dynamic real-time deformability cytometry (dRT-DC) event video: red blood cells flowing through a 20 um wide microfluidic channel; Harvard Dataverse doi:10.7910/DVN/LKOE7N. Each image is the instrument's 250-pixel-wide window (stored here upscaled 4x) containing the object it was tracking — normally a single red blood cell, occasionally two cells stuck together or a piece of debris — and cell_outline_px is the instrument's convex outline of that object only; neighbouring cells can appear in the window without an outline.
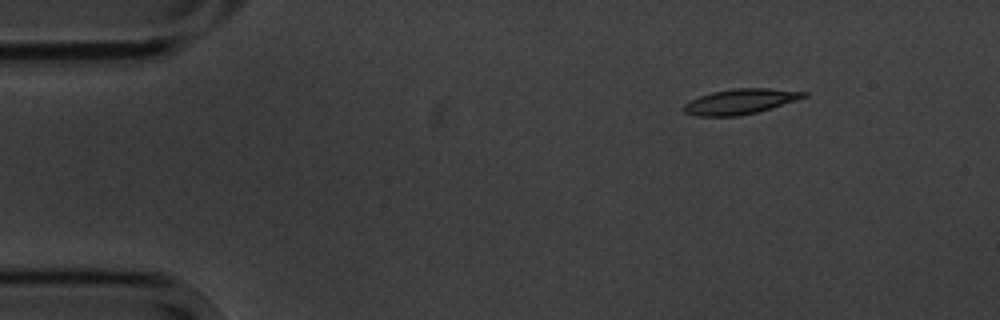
{"species": "common noctule bat (a hibernating species)", "species_latin": "Nyctalus noctula", "temperature_condition": "cold", "stored_images_in_passage": 4, "camera_frame_rate_fps": 3000, "um_per_image_px": 0.085, "animal": {"sex": "male", "body_mass_g": 20.1, "forearm_length_mm": 53.5}, "frame": {"image": 1, "passage_image": 1, "time_ms": 0.0, "image_size_px": [1000, 320], "cell_outline_px": [[808, 96], [796, 100], [756, 112], [740, 116], [696, 116], [684, 112], [684, 104], [700, 96], [712, 92], [736, 88], [768, 88], [808, 92]], "centroid_in_image_um": [62.93, 8.63], "position_along_channel_um": 22.1, "area_um2": 17.4}}